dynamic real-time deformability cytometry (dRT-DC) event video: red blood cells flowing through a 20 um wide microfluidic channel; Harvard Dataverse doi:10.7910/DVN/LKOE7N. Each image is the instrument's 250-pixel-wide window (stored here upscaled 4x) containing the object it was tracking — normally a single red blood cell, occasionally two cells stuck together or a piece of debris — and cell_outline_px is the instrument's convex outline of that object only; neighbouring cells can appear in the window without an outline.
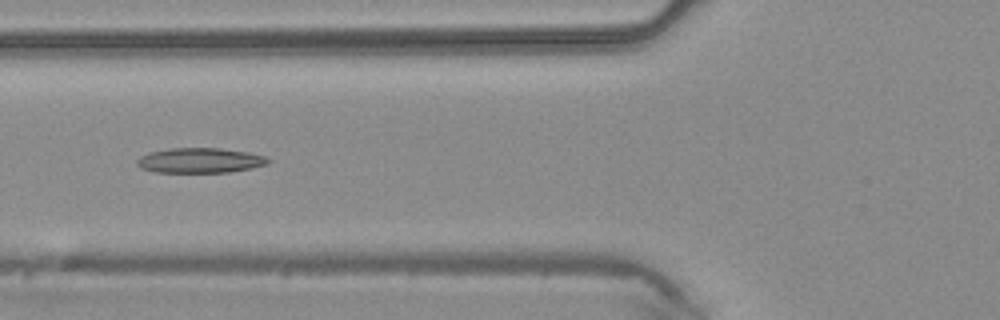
{"species": "common noctule bat (a hibernating species)", "species_latin": "Nyctalus noctula", "temperature_condition": "warm", "stored_images_in_passage": 40, "camera_frame_rate_fps": 3000, "um_per_image_px": 0.085, "animal": {"sex": "male", "body_mass_g": 20.4}, "frame": {"image": 1, "passage_image": 12, "time_ms": 3.667, "image_size_px": [1000, 320], "cell_outline_px": [[272, 160], [268, 164], [228, 172], [156, 172], [140, 168], [136, 164], [136, 160], [140, 156], [152, 152], [168, 148], [220, 148], [248, 152], [264, 156]], "centroid_in_image_um": [16.98, 13.63], "position_along_channel_um": 108.8, "area_um2": 19.02}}
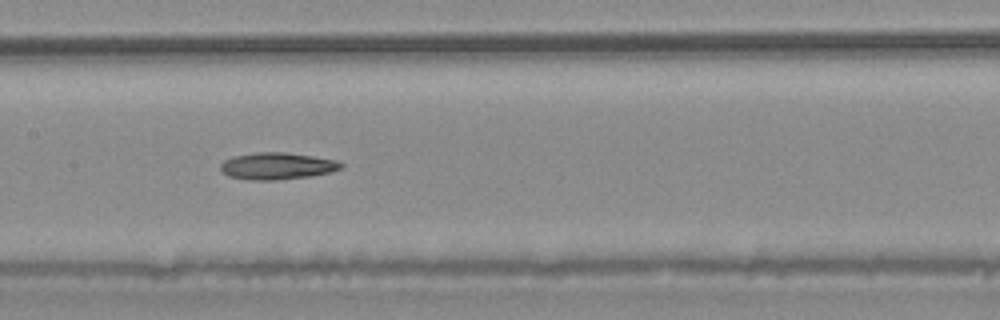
{"frame": {"image": 2, "passage_image": 17, "time_ms": 5.333, "image_size_px": [1000, 320], "cell_outline_px": [[344, 164], [340, 168], [328, 172], [312, 176], [276, 180], [248, 180], [228, 176], [220, 168], [220, 164], [224, 160], [232, 156], [256, 152], [284, 152], [312, 156], [336, 160]], "centroid_in_image_um": [23.51, 14.11], "position_along_channel_um": 183.9, "area_um2": 18.84}}
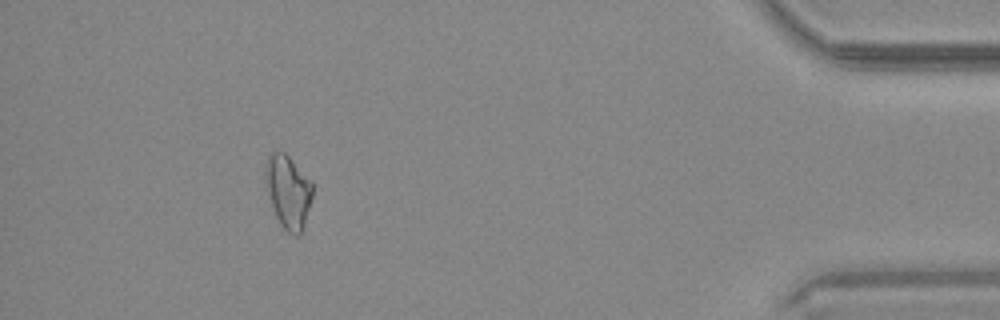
{"frame": {"image": 3, "passage_image": 36, "time_ms": 11.667, "image_size_px": [1000, 320], "cell_outline_px": [[312, 196], [304, 224], [300, 236], [292, 236], [280, 224], [276, 216], [264, 180], [264, 164], [268, 152], [284, 152], [312, 180]], "centroid_in_image_um": [24.47, 16.26], "position_along_channel_um": 410.7, "area_um2": 20.17}}